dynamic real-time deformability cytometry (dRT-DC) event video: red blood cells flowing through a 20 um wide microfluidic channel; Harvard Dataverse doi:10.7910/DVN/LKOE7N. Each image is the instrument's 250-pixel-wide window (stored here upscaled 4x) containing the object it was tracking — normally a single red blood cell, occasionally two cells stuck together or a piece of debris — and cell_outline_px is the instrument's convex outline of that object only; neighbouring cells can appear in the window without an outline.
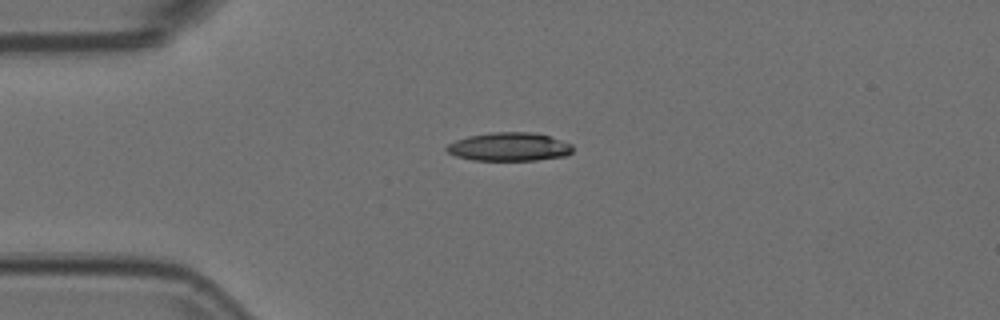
{"species": "Egyptian fruit bat (a non-hibernating species)", "species_latin": "Rousettus aegyptiacus", "temperature_condition": "room temperature", "stored_images_in_passage": 11, "camera_frame_rate_fps": 3000, "um_per_image_px": 0.085, "animal": {"sex": "female"}, "frame": {"image": 1, "passage_image": 2, "time_ms": 0.333, "image_size_px": [1000, 320], "cell_outline_px": [[572, 152], [568, 156], [536, 160], [472, 160], [456, 156], [448, 152], [444, 148], [448, 144], [456, 140], [468, 136], [492, 132], [532, 132], [548, 136], [572, 144]], "centroid_in_image_um": [43.28, 12.48], "position_along_channel_um": 41.7, "area_um2": 20.92}}
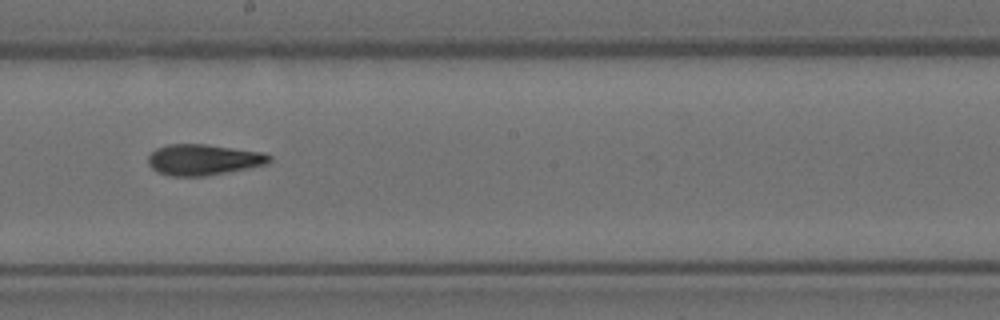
{"frame": {"image": 2, "passage_image": 7, "time_ms": 2.0, "image_size_px": [1000, 320], "cell_outline_px": [[272, 160], [268, 164], [248, 168], [204, 176], [168, 176], [156, 172], [148, 164], [148, 156], [156, 148], [168, 144], [204, 144], [264, 152], [272, 156]], "centroid_in_image_um": [17.29, 13.57], "position_along_channel_um": 230.9, "area_um2": 21.96}}
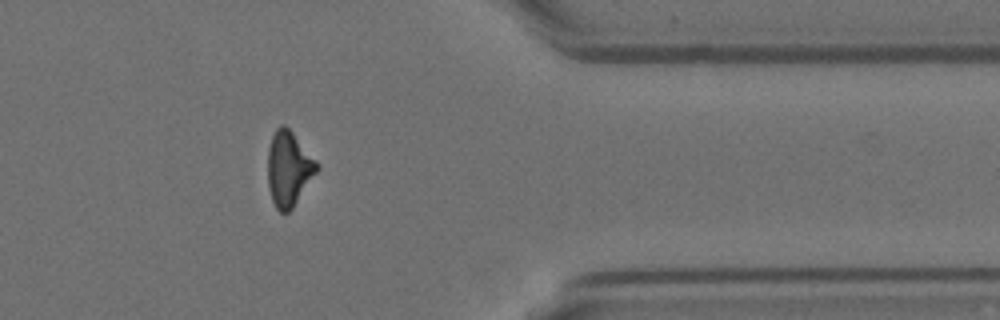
{"frame": {"image": 3, "passage_image": 11, "time_ms": 3.333, "image_size_px": [1000, 320], "cell_outline_px": [[320, 168], [292, 208], [288, 212], [280, 212], [276, 208], [272, 200], [268, 188], [268, 148], [272, 136], [276, 128], [280, 124], [284, 124], [292, 132], [320, 164]], "centroid_in_image_um": [24.54, 14.33], "position_along_channel_um": 386.9, "area_um2": 21.44}}